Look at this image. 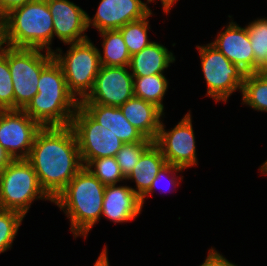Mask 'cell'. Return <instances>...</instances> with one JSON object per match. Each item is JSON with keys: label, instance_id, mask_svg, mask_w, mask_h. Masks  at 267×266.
<instances>
[{"label": "cell", "instance_id": "6da1fadb", "mask_svg": "<svg viewBox=\"0 0 267 266\" xmlns=\"http://www.w3.org/2000/svg\"><path fill=\"white\" fill-rule=\"evenodd\" d=\"M34 168L41 188L54 200L84 167L72 127H42L26 159Z\"/></svg>", "mask_w": 267, "mask_h": 266}, {"label": "cell", "instance_id": "836d02e7", "mask_svg": "<svg viewBox=\"0 0 267 266\" xmlns=\"http://www.w3.org/2000/svg\"><path fill=\"white\" fill-rule=\"evenodd\" d=\"M13 159L7 151L0 145V171L4 169Z\"/></svg>", "mask_w": 267, "mask_h": 266}, {"label": "cell", "instance_id": "603a6c76", "mask_svg": "<svg viewBox=\"0 0 267 266\" xmlns=\"http://www.w3.org/2000/svg\"><path fill=\"white\" fill-rule=\"evenodd\" d=\"M241 95V105L267 113V72L246 74Z\"/></svg>", "mask_w": 267, "mask_h": 266}, {"label": "cell", "instance_id": "30bf717a", "mask_svg": "<svg viewBox=\"0 0 267 266\" xmlns=\"http://www.w3.org/2000/svg\"><path fill=\"white\" fill-rule=\"evenodd\" d=\"M165 114L161 120L160 128L154 144L160 149L166 163L185 170L198 166L196 152V138L192 125L191 110L172 128L166 130Z\"/></svg>", "mask_w": 267, "mask_h": 266}, {"label": "cell", "instance_id": "e575fe53", "mask_svg": "<svg viewBox=\"0 0 267 266\" xmlns=\"http://www.w3.org/2000/svg\"><path fill=\"white\" fill-rule=\"evenodd\" d=\"M159 1L161 2L163 13L168 16L170 10H172V8L179 0H159Z\"/></svg>", "mask_w": 267, "mask_h": 266}, {"label": "cell", "instance_id": "ba28073f", "mask_svg": "<svg viewBox=\"0 0 267 266\" xmlns=\"http://www.w3.org/2000/svg\"><path fill=\"white\" fill-rule=\"evenodd\" d=\"M196 49L207 87L205 96L212 98L216 103H227L233 93H241L246 76L243 70L211 43L196 45Z\"/></svg>", "mask_w": 267, "mask_h": 266}, {"label": "cell", "instance_id": "7a4b0ae2", "mask_svg": "<svg viewBox=\"0 0 267 266\" xmlns=\"http://www.w3.org/2000/svg\"><path fill=\"white\" fill-rule=\"evenodd\" d=\"M104 192L105 185L84 166L53 200L69 219L74 239H86L100 222Z\"/></svg>", "mask_w": 267, "mask_h": 266}, {"label": "cell", "instance_id": "83f0119b", "mask_svg": "<svg viewBox=\"0 0 267 266\" xmlns=\"http://www.w3.org/2000/svg\"><path fill=\"white\" fill-rule=\"evenodd\" d=\"M154 143V141L145 138L142 142L123 144L121 149L115 155V159L125 178L133 171L141 155Z\"/></svg>", "mask_w": 267, "mask_h": 266}, {"label": "cell", "instance_id": "5bb4252c", "mask_svg": "<svg viewBox=\"0 0 267 266\" xmlns=\"http://www.w3.org/2000/svg\"><path fill=\"white\" fill-rule=\"evenodd\" d=\"M53 20L54 37L61 43H75L89 38L87 12L70 0H47Z\"/></svg>", "mask_w": 267, "mask_h": 266}, {"label": "cell", "instance_id": "52a82bcc", "mask_svg": "<svg viewBox=\"0 0 267 266\" xmlns=\"http://www.w3.org/2000/svg\"><path fill=\"white\" fill-rule=\"evenodd\" d=\"M53 59L52 52L42 49L7 46V60L14 90V110H23L38 93L40 74Z\"/></svg>", "mask_w": 267, "mask_h": 266}, {"label": "cell", "instance_id": "9c48e42d", "mask_svg": "<svg viewBox=\"0 0 267 266\" xmlns=\"http://www.w3.org/2000/svg\"><path fill=\"white\" fill-rule=\"evenodd\" d=\"M70 126L75 133L85 167L93 159L115 157L124 144L111 130L95 121L80 105Z\"/></svg>", "mask_w": 267, "mask_h": 266}, {"label": "cell", "instance_id": "1f68e13d", "mask_svg": "<svg viewBox=\"0 0 267 266\" xmlns=\"http://www.w3.org/2000/svg\"><path fill=\"white\" fill-rule=\"evenodd\" d=\"M35 0H0V20L11 10Z\"/></svg>", "mask_w": 267, "mask_h": 266}, {"label": "cell", "instance_id": "e0dca14e", "mask_svg": "<svg viewBox=\"0 0 267 266\" xmlns=\"http://www.w3.org/2000/svg\"><path fill=\"white\" fill-rule=\"evenodd\" d=\"M80 106L99 124L111 130L126 143L142 142L146 137L123 115L119 107L100 104H80Z\"/></svg>", "mask_w": 267, "mask_h": 266}, {"label": "cell", "instance_id": "ac0fdd59", "mask_svg": "<svg viewBox=\"0 0 267 266\" xmlns=\"http://www.w3.org/2000/svg\"><path fill=\"white\" fill-rule=\"evenodd\" d=\"M126 119L146 138L154 141L157 137L163 112L155 104L133 96L119 107Z\"/></svg>", "mask_w": 267, "mask_h": 266}, {"label": "cell", "instance_id": "8992f818", "mask_svg": "<svg viewBox=\"0 0 267 266\" xmlns=\"http://www.w3.org/2000/svg\"><path fill=\"white\" fill-rule=\"evenodd\" d=\"M37 200L53 203L32 165L26 159L12 160L0 171V209L18 211L26 217Z\"/></svg>", "mask_w": 267, "mask_h": 266}, {"label": "cell", "instance_id": "7402d4cb", "mask_svg": "<svg viewBox=\"0 0 267 266\" xmlns=\"http://www.w3.org/2000/svg\"><path fill=\"white\" fill-rule=\"evenodd\" d=\"M169 87V79L165 74H154L150 76L134 77V96L151 102L159 107L163 112L165 94Z\"/></svg>", "mask_w": 267, "mask_h": 266}, {"label": "cell", "instance_id": "7c38bea8", "mask_svg": "<svg viewBox=\"0 0 267 266\" xmlns=\"http://www.w3.org/2000/svg\"><path fill=\"white\" fill-rule=\"evenodd\" d=\"M41 128L24 110H0V145L13 160L28 158Z\"/></svg>", "mask_w": 267, "mask_h": 266}, {"label": "cell", "instance_id": "5b68a950", "mask_svg": "<svg viewBox=\"0 0 267 266\" xmlns=\"http://www.w3.org/2000/svg\"><path fill=\"white\" fill-rule=\"evenodd\" d=\"M69 48L65 53L57 47L53 58L60 65L69 91L80 102L92 91L100 68L97 46L90 38L64 44Z\"/></svg>", "mask_w": 267, "mask_h": 266}, {"label": "cell", "instance_id": "4fadbf2b", "mask_svg": "<svg viewBox=\"0 0 267 266\" xmlns=\"http://www.w3.org/2000/svg\"><path fill=\"white\" fill-rule=\"evenodd\" d=\"M155 0H100L96 13L91 18L87 13V28L101 32L104 30H118L129 22L147 16L152 10L149 3Z\"/></svg>", "mask_w": 267, "mask_h": 266}, {"label": "cell", "instance_id": "d6a6232c", "mask_svg": "<svg viewBox=\"0 0 267 266\" xmlns=\"http://www.w3.org/2000/svg\"><path fill=\"white\" fill-rule=\"evenodd\" d=\"M109 259H108V249L107 245H104V248L100 252V255L98 258L95 260V263L93 266H110L109 265Z\"/></svg>", "mask_w": 267, "mask_h": 266}, {"label": "cell", "instance_id": "f1b7e54d", "mask_svg": "<svg viewBox=\"0 0 267 266\" xmlns=\"http://www.w3.org/2000/svg\"><path fill=\"white\" fill-rule=\"evenodd\" d=\"M183 171H185L184 168L171 165L168 163L164 167H162L159 173L157 174V176L155 177V179L153 180L152 185L149 188V190L141 197L142 206L144 207L145 200H147L149 196H153L152 194L155 193V191H157L155 189H159L158 192L160 191L161 193L162 192L167 193L172 190L174 191L176 187L180 186V182L183 181L182 180L183 176L180 175L179 177V175L177 176V174L182 173ZM164 181H165V184L168 183V185H165ZM161 182L163 184H161Z\"/></svg>", "mask_w": 267, "mask_h": 266}, {"label": "cell", "instance_id": "f546056e", "mask_svg": "<svg viewBox=\"0 0 267 266\" xmlns=\"http://www.w3.org/2000/svg\"><path fill=\"white\" fill-rule=\"evenodd\" d=\"M0 110H14V90L7 60V45L0 43Z\"/></svg>", "mask_w": 267, "mask_h": 266}, {"label": "cell", "instance_id": "d6986e66", "mask_svg": "<svg viewBox=\"0 0 267 266\" xmlns=\"http://www.w3.org/2000/svg\"><path fill=\"white\" fill-rule=\"evenodd\" d=\"M176 61V56L162 43L153 41L139 53L131 56L129 69L133 77L164 74Z\"/></svg>", "mask_w": 267, "mask_h": 266}, {"label": "cell", "instance_id": "484cf974", "mask_svg": "<svg viewBox=\"0 0 267 266\" xmlns=\"http://www.w3.org/2000/svg\"><path fill=\"white\" fill-rule=\"evenodd\" d=\"M23 219L18 211L0 209V254L11 250Z\"/></svg>", "mask_w": 267, "mask_h": 266}, {"label": "cell", "instance_id": "2e32d148", "mask_svg": "<svg viewBox=\"0 0 267 266\" xmlns=\"http://www.w3.org/2000/svg\"><path fill=\"white\" fill-rule=\"evenodd\" d=\"M141 198L127 184L105 186L102 214L115 224L134 221L143 211Z\"/></svg>", "mask_w": 267, "mask_h": 266}, {"label": "cell", "instance_id": "9a60e30c", "mask_svg": "<svg viewBox=\"0 0 267 266\" xmlns=\"http://www.w3.org/2000/svg\"><path fill=\"white\" fill-rule=\"evenodd\" d=\"M228 17L229 22L210 43L246 74L254 73V54L247 28L234 22L231 15Z\"/></svg>", "mask_w": 267, "mask_h": 266}, {"label": "cell", "instance_id": "cb8c5ba5", "mask_svg": "<svg viewBox=\"0 0 267 266\" xmlns=\"http://www.w3.org/2000/svg\"><path fill=\"white\" fill-rule=\"evenodd\" d=\"M254 54V72H267V17L245 25Z\"/></svg>", "mask_w": 267, "mask_h": 266}, {"label": "cell", "instance_id": "3957f363", "mask_svg": "<svg viewBox=\"0 0 267 266\" xmlns=\"http://www.w3.org/2000/svg\"><path fill=\"white\" fill-rule=\"evenodd\" d=\"M37 87L38 93L23 110L42 127L69 126L80 102L54 59L42 70Z\"/></svg>", "mask_w": 267, "mask_h": 266}, {"label": "cell", "instance_id": "277c9868", "mask_svg": "<svg viewBox=\"0 0 267 266\" xmlns=\"http://www.w3.org/2000/svg\"><path fill=\"white\" fill-rule=\"evenodd\" d=\"M53 20L47 0H35L8 12L0 20V43L16 48L53 52Z\"/></svg>", "mask_w": 267, "mask_h": 266}, {"label": "cell", "instance_id": "4316f807", "mask_svg": "<svg viewBox=\"0 0 267 266\" xmlns=\"http://www.w3.org/2000/svg\"><path fill=\"white\" fill-rule=\"evenodd\" d=\"M86 168L105 186L126 183V178L122 174L115 157L93 159Z\"/></svg>", "mask_w": 267, "mask_h": 266}, {"label": "cell", "instance_id": "8fae6325", "mask_svg": "<svg viewBox=\"0 0 267 266\" xmlns=\"http://www.w3.org/2000/svg\"><path fill=\"white\" fill-rule=\"evenodd\" d=\"M129 66H100L94 87L80 104L120 107L134 96Z\"/></svg>", "mask_w": 267, "mask_h": 266}, {"label": "cell", "instance_id": "4dcf8cb0", "mask_svg": "<svg viewBox=\"0 0 267 266\" xmlns=\"http://www.w3.org/2000/svg\"><path fill=\"white\" fill-rule=\"evenodd\" d=\"M199 266H238L235 263H232L225 255L221 254L216 248L211 247L208 249V254ZM240 266V265H239Z\"/></svg>", "mask_w": 267, "mask_h": 266}, {"label": "cell", "instance_id": "d4e9b609", "mask_svg": "<svg viewBox=\"0 0 267 266\" xmlns=\"http://www.w3.org/2000/svg\"><path fill=\"white\" fill-rule=\"evenodd\" d=\"M153 15L154 14L151 11L147 16L129 22L118 29L123 36L125 45L131 56L139 53L153 42L148 36V32L151 29L149 17H152Z\"/></svg>", "mask_w": 267, "mask_h": 266}, {"label": "cell", "instance_id": "ffe728a7", "mask_svg": "<svg viewBox=\"0 0 267 266\" xmlns=\"http://www.w3.org/2000/svg\"><path fill=\"white\" fill-rule=\"evenodd\" d=\"M166 159L160 149L153 143L140 157L133 171L126 178L135 184L133 191L141 198L151 187L153 180L162 167L166 165Z\"/></svg>", "mask_w": 267, "mask_h": 266}, {"label": "cell", "instance_id": "44dd1931", "mask_svg": "<svg viewBox=\"0 0 267 266\" xmlns=\"http://www.w3.org/2000/svg\"><path fill=\"white\" fill-rule=\"evenodd\" d=\"M102 39L98 48L101 66H129L131 55L119 30L99 32ZM102 50V51H101Z\"/></svg>", "mask_w": 267, "mask_h": 266}, {"label": "cell", "instance_id": "d590c367", "mask_svg": "<svg viewBox=\"0 0 267 266\" xmlns=\"http://www.w3.org/2000/svg\"><path fill=\"white\" fill-rule=\"evenodd\" d=\"M260 175H265L267 176V160H265L260 166H259V171Z\"/></svg>", "mask_w": 267, "mask_h": 266}]
</instances>
